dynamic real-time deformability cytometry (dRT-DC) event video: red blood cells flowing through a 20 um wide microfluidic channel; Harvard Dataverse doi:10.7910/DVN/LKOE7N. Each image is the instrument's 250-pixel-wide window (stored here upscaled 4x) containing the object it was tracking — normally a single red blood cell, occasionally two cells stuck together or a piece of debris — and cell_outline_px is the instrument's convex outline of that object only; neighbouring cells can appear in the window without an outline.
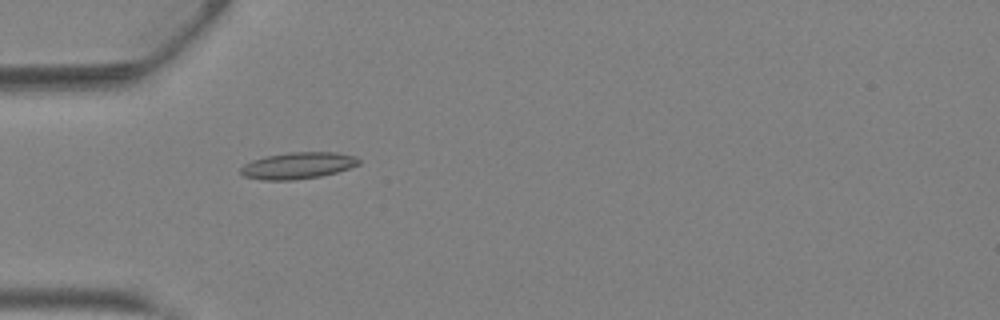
{"species": "Egyptian fruit bat (a non-hibernating species)", "species_latin": "Rousettus aegyptiacus", "temperature_condition": "warm", "stored_images_in_passage": 37, "camera_frame_rate_fps": 3000, "um_per_image_px": 0.085, "animal": {"sex": "female"}, "frame": {"image": 1, "passage_image": 8, "time_ms": 2.333, "image_size_px": [1000, 320], "cell_outline_px": [[360, 164], [336, 172], [320, 176], [292, 180], [260, 180], [244, 176], [240, 172], [240, 168], [244, 164], [252, 160], [264, 156], [288, 152], [336, 152], [356, 156], [360, 160]], "centroid_in_image_um": [25.3, 14.06], "position_along_channel_um": 59.7, "area_um2": 18.38}}
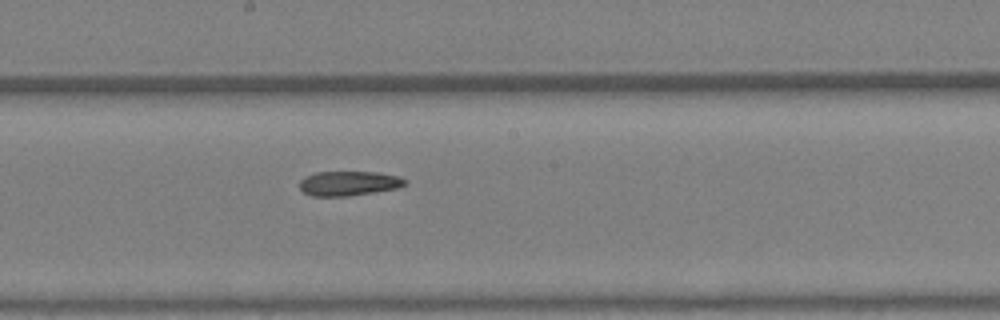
{"frame": {"image": 2, "passage_image": 18, "time_ms": 5.667, "image_size_px": [1000, 320], "cell_outline_px": [[408, 180], [404, 184], [396, 188], [376, 192], [348, 196], [312, 196], [304, 192], [300, 188], [300, 180], [304, 176], [316, 172], [380, 172], [396, 176]], "centroid_in_image_um": [29.62, 15.58], "position_along_channel_um": 218.6, "area_um2": 15.09}}
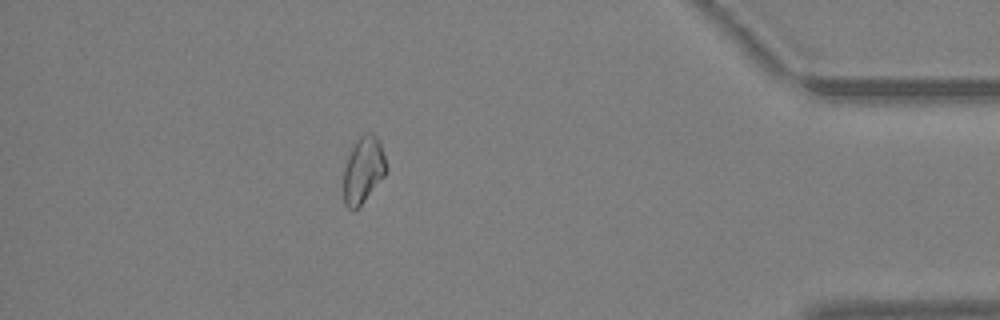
{"frame": {"image": 3, "passage_image": 32, "time_ms": 10.333, "image_size_px": [1000, 320], "cell_outline_px": [[388, 168], [384, 176], [360, 208], [352, 212], [344, 204], [344, 168], [352, 144], [360, 136], [372, 132], [380, 140]], "centroid_in_image_um": [30.88, 14.48], "position_along_channel_um": 404.3, "area_um2": 16.94}, "authors_computed_cell_mechanics": {"area_um2": 16.4152, "velocity_mm_per_s": 4.8955, "shape_relaxation_time_tau1_ms": null, "shape_relaxation_time_tau2_ms": 5.1573, "deformation_change_tau1": null, "deformation_change_tau2": 0.1239}}